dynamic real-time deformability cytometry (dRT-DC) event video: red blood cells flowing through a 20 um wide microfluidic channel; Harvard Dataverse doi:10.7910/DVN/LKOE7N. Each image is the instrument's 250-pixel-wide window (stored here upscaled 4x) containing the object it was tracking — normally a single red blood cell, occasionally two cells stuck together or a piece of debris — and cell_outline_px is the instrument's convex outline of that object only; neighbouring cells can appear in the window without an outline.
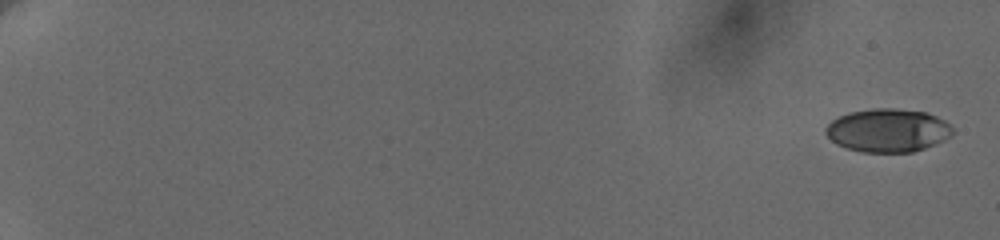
{"species": "human", "species_latin": "Homo sapiens", "temperature_condition": "cold", "stored_images_in_passage": 42, "camera_frame_rate_fps": 3000, "um_per_image_px": 0.085, "donor": {"sex": "female"}, "frame": {"image": 1, "passage_image": 1, "time_ms": 0.0, "image_size_px": [1000, 240], "cell_outline_px": [[952, 132], [948, 136], [936, 144], [912, 152], [864, 152], [848, 148], [836, 144], [824, 132], [824, 128], [832, 120], [848, 112], [872, 108], [896, 108], [928, 112], [944, 120], [952, 128]], "centroid_in_image_um": [75.44, 11.07], "position_along_channel_um": 9.6, "area_um2": 31.96}}
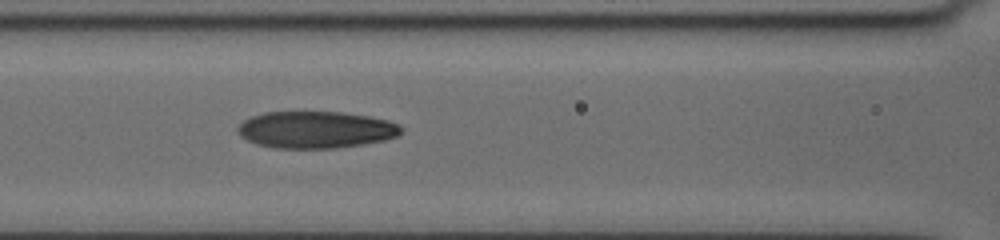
{"frame": {"image": 2, "passage_image": 24, "time_ms": 9.667, "image_size_px": [1000, 240], "cell_outline_px": [[404, 128], [400, 136], [384, 140], [364, 144], [336, 148], [276, 148], [256, 144], [240, 136], [236, 128], [244, 120], [252, 116], [264, 112], [340, 112], [368, 116], [388, 120], [400, 124]], "centroid_in_image_um": [26.88, 11.03], "position_along_channel_um": 139.7, "area_um2": 35.37}}
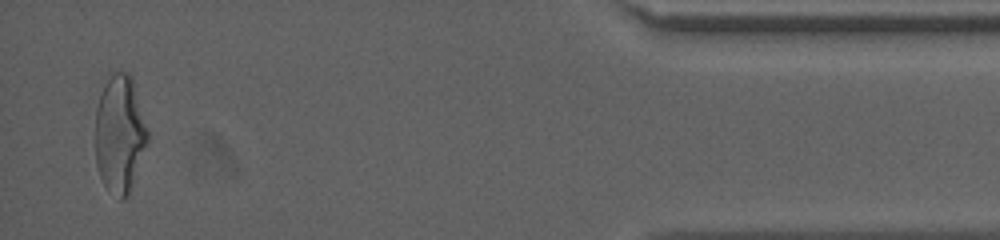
{"frame": {"image": 3, "passage_image": 42, "time_ms": 19.0, "image_size_px": [1000, 240], "cell_outline_px": [[148, 140], [128, 192], [124, 200], [120, 200], [104, 184], [100, 176], [96, 164], [96, 108], [104, 84], [112, 72], [128, 72], [132, 76], [148, 128]], "centroid_in_image_um": [10.17, 11.33], "position_along_channel_um": 425.0, "area_um2": 35.43}, "authors_computed_cell_mechanics": {"area_um2": 34.3621, "velocity_mm_per_s": 3.6767, "shape_relaxation_time_tau1_ms": 5.7885, "shape_relaxation_time_tau2_ms": 2.0222, "deformation_change_tau1": 0.1948, "deformation_change_tau2": 0.0972}}